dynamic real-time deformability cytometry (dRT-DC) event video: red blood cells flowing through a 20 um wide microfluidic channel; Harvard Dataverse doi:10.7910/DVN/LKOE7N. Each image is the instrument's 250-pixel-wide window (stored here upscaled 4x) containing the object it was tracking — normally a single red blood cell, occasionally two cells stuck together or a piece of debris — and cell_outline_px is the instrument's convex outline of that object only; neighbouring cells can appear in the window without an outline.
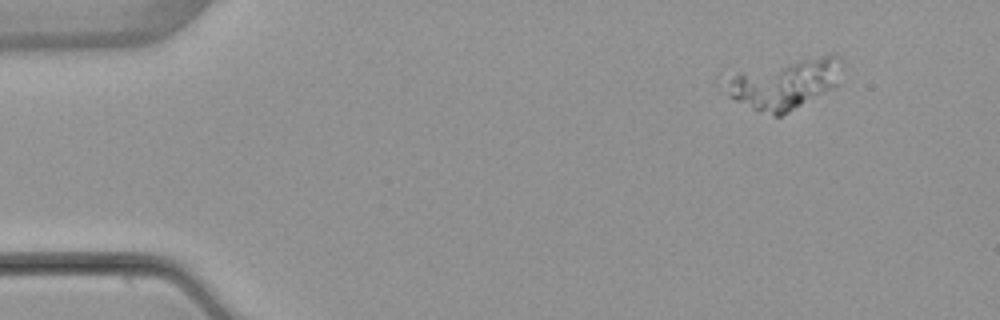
{"species": "common noctule bat (a hibernating species)", "species_latin": "Nyctalus noctula", "temperature_condition": "warm", "stored_images_in_passage": 4, "camera_frame_rate_fps": 3000, "um_per_image_px": 0.085, "animal": {"sex": "female", "body_mass_g": 22.7, "forearm_length_mm": 54.2}, "frame": {"image": 1, "passage_image": 2, "time_ms": 1.333, "image_size_px": [1000, 320], "cell_outline_px": [[844, 68], [840, 84], [788, 112], [780, 116], [772, 116], [756, 112], [728, 96], [728, 84], [740, 72], [832, 52], [836, 52], [844, 60]], "centroid_in_image_um": [66.88, 7.11], "position_along_channel_um": 18.1, "area_um2": 33.81}}
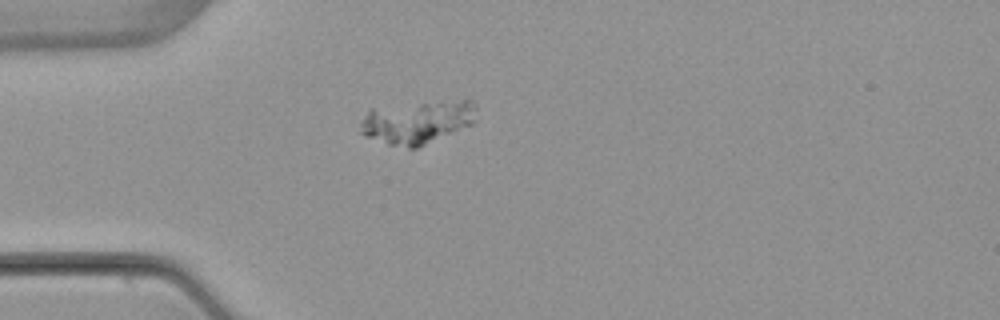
{"frame": {"image": 2, "passage_image": 4, "time_ms": 4.333, "image_size_px": [1000, 320], "cell_outline_px": [[476, 120], [472, 124], [416, 148], [408, 148], [388, 144], [364, 136], [360, 132], [360, 124], [368, 112], [372, 108], [464, 100], [472, 100], [476, 104]], "centroid_in_image_um": [35.48, 10.4], "position_along_channel_um": 49.5, "area_um2": 28.5}}